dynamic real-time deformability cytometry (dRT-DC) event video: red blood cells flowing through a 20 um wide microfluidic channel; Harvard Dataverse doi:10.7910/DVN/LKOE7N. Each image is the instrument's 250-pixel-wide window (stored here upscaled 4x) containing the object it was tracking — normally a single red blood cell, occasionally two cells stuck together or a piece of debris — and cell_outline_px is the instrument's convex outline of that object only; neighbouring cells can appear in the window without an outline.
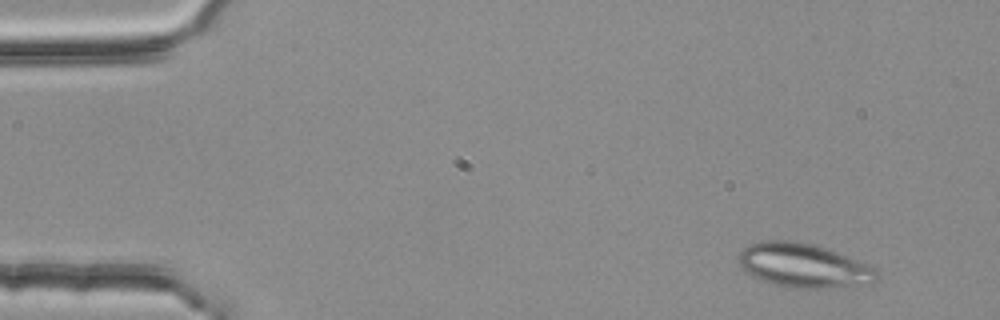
{"species": "common noctule bat (a hibernating species)", "species_latin": "Nyctalus noctula", "temperature_condition": "room temperature", "stored_images_in_passage": 4, "camera_frame_rate_fps": 3000, "um_per_image_px": 0.085, "animal": {"sex": "female", "body_mass_g": 25.1}, "frame": {"image": 1, "passage_image": 1, "time_ms": 0.0, "image_size_px": [1000, 320], "cell_outline_px": [[880, 276], [872, 284], [848, 288], [792, 288], [772, 284], [748, 272], [740, 264], [736, 256], [748, 244], [760, 240], [788, 240], [812, 244], [836, 252], [876, 268]], "centroid_in_image_um": [68.35, 22.58], "position_along_channel_um": 16.6, "area_um2": 35.66}}